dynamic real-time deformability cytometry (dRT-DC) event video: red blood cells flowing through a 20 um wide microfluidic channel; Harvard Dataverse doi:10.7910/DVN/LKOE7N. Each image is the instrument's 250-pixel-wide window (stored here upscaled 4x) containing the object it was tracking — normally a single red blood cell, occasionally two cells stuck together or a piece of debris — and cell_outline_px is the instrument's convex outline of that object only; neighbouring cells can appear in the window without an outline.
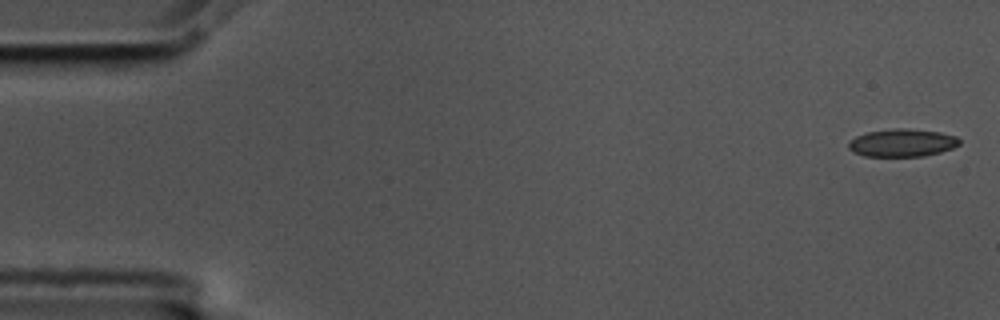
{"species": "common noctule bat (a hibernating species)", "species_latin": "Nyctalus noctula", "temperature_condition": "cold", "stored_images_in_passage": 6, "camera_frame_rate_fps": 3000, "um_per_image_px": 0.085, "animal": {"sex": "male", "body_mass_g": 17.5, "forearm_length_mm": 52.3}, "frame": {"image": 1, "passage_image": 1, "time_ms": 0.0, "image_size_px": [1000, 320], "cell_outline_px": [[960, 144], [952, 148], [940, 152], [924, 156], [864, 156], [852, 152], [848, 148], [848, 144], [856, 136], [868, 132], [888, 128], [908, 128], [940, 132], [956, 136], [960, 140]], "centroid_in_image_um": [76.68, 12.13], "position_along_channel_um": 8.3, "area_um2": 18.03}}
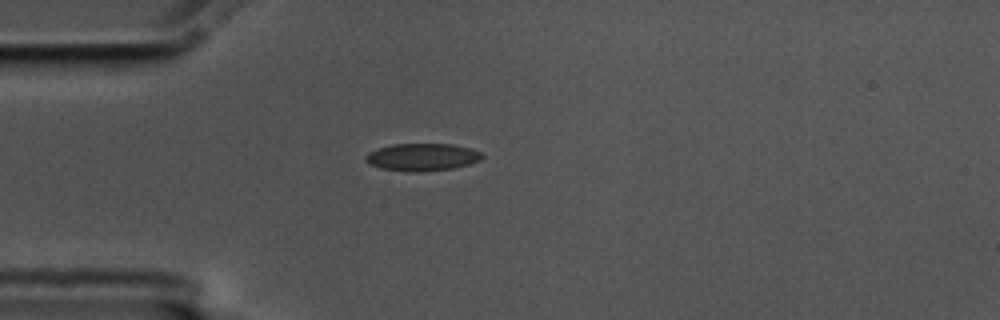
{"frame": {"image": 2, "passage_image": 5, "time_ms": 1.333, "image_size_px": [1000, 320], "cell_outline_px": [[484, 156], [480, 160], [468, 164], [452, 168], [416, 172], [380, 168], [368, 164], [364, 160], [364, 156], [368, 152], [392, 144], [452, 144], [468, 148], [480, 152]], "centroid_in_image_um": [35.84, 13.35], "position_along_channel_um": 49.2, "area_um2": 18.44}}